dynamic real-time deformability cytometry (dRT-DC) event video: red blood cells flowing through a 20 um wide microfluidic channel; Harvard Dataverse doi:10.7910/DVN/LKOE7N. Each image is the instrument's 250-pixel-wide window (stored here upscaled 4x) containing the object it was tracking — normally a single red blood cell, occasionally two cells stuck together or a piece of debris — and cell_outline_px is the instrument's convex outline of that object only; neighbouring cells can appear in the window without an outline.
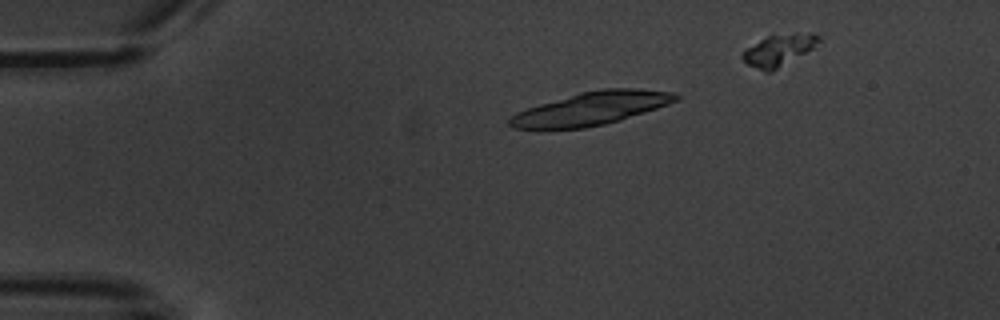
{"species": "common noctule bat (a hibernating species)", "species_latin": "Nyctalus noctula", "temperature_condition": "warm", "stored_images_in_passage": 17, "camera_frame_rate_fps": 3000, "um_per_image_px": 0.085, "animal": {"sex": "male", "body_mass_g": 20.1, "forearm_length_mm": 53.5}, "frame": {"image": 1, "passage_image": 3, "time_ms": 3.333, "image_size_px": [1000, 320], "cell_outline_px": [[680, 100], [620, 120], [604, 124], [584, 128], [516, 128], [508, 124], [508, 120], [516, 112], [540, 104], [580, 92], [600, 88], [636, 88], [672, 92], [680, 96]], "centroid_in_image_um": [50.3, 9.2], "position_along_channel_um": 34.7, "area_um2": 31.67}}
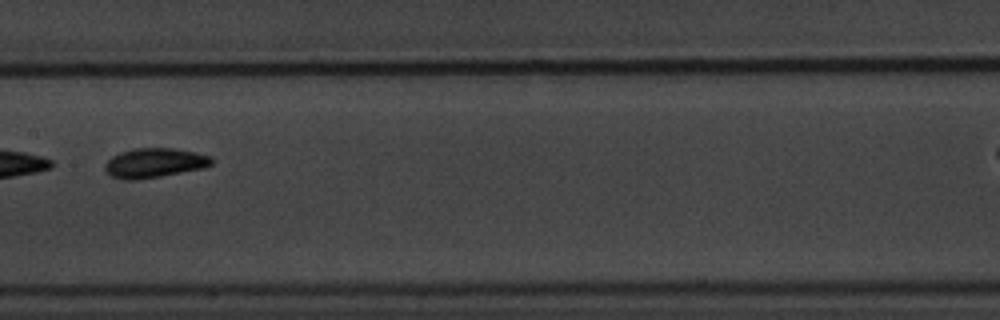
{"frame": {"image": 2, "passage_image": 8, "time_ms": 9.333, "image_size_px": [1000, 320], "cell_outline_px": [[212, 164], [204, 168], [160, 176], [136, 180], [124, 180], [112, 176], [104, 168], [104, 164], [112, 156], [120, 152], [132, 148], [172, 148], [196, 152], [212, 156]], "centroid_in_image_um": [13.13, 13.84], "position_along_channel_um": 194.3, "area_um2": 18.38}}
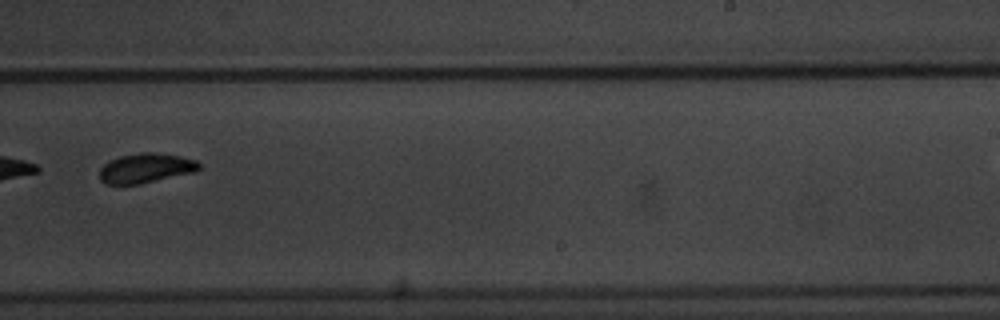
{"frame": {"image": 3, "passage_image": 10, "time_ms": 11.667, "image_size_px": [1000, 320], "cell_outline_px": [[200, 168], [196, 172], [140, 184], [104, 184], [100, 180], [100, 168], [108, 160], [120, 156], [140, 152], [156, 152], [180, 156], [196, 160], [200, 164]], "centroid_in_image_um": [12.39, 14.29], "position_along_channel_um": 276.6, "area_um2": 17.4}, "authors_computed_cell_mechanics": {"area_um2": 17.1666, "velocity_mm_per_s": 3.5359, "shape_relaxation_time_tau1_ms": 1.8943, "shape_relaxation_time_tau2_ms": null, "deformation_change_tau1": 0.1014, "deformation_change_tau2": null}}